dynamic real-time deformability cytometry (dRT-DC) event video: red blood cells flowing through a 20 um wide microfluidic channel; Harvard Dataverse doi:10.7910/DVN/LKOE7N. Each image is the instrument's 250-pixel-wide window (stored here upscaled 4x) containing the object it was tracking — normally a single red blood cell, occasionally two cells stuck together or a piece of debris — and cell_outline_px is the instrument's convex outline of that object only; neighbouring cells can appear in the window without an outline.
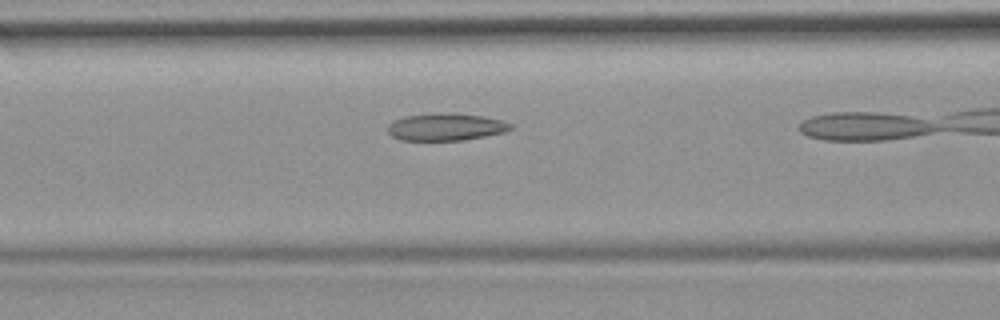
{"species": "common noctule bat (a hibernating species)", "species_latin": "Nyctalus noctula", "temperature_condition": "room temperature", "stored_images_in_passage": 15, "camera_frame_rate_fps": 3000, "um_per_image_px": 0.085, "animal": {"sex": "female", "body_mass_g": 19.9}, "frame": {"image": 1, "passage_image": 7, "time_ms": 2.0, "image_size_px": [1000, 320], "cell_outline_px": [[516, 128], [504, 132], [464, 140], [400, 140], [392, 136], [388, 132], [388, 124], [392, 120], [404, 116], [440, 112], [444, 112], [484, 116], [500, 120], [512, 124]], "centroid_in_image_um": [37.88, 10.78], "position_along_channel_um": 128.7, "area_um2": 19.71}}